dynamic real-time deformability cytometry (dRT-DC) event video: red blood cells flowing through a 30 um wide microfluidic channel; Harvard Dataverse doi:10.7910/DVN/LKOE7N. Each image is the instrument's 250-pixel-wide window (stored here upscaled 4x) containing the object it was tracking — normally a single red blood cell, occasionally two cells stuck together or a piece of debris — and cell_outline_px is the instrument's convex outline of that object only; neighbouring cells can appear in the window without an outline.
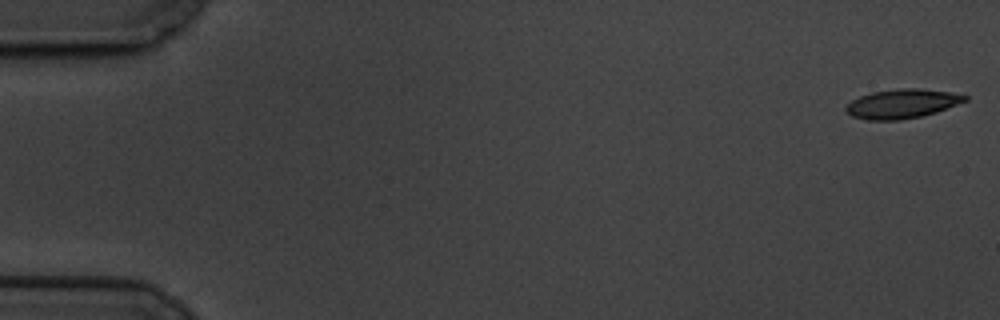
{"species": "common noctule bat (a hibernating species)", "species_latin": "Nyctalus noctula", "temperature_condition": "cold", "stored_images_in_passage": 59, "camera_frame_rate_fps": 3000, "um_per_image_px": 0.085, "animal": {"sex": "male", "body_mass_g": 19.5, "forearm_length_mm": 54.6}, "frame": {"image": 1, "passage_image": 1, "time_ms": 0.0, "image_size_px": [1000, 320], "cell_outline_px": [[968, 100], [936, 112], [920, 116], [900, 120], [864, 120], [852, 116], [844, 108], [852, 100], [860, 96], [872, 92], [900, 88], [920, 88], [948, 92], [968, 96]], "centroid_in_image_um": [76.66, 8.82], "position_along_channel_um": 8.3, "area_um2": 20.11}}
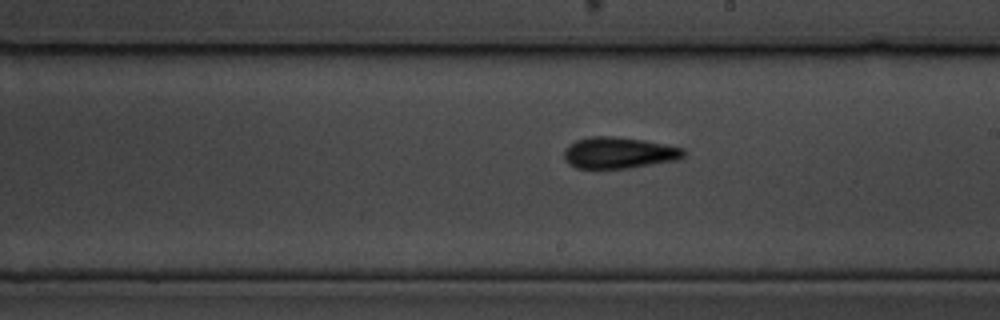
{"frame": {"image": 2, "passage_image": 34, "time_ms": 11.0, "image_size_px": [1000, 320], "cell_outline_px": [[684, 156], [676, 160], [628, 168], [576, 168], [568, 164], [564, 156], [564, 152], [576, 140], [592, 136], [612, 136], [644, 140], [668, 144], [684, 148]], "centroid_in_image_um": [52.63, 12.98], "position_along_channel_um": 236.4, "area_um2": 21.68}}
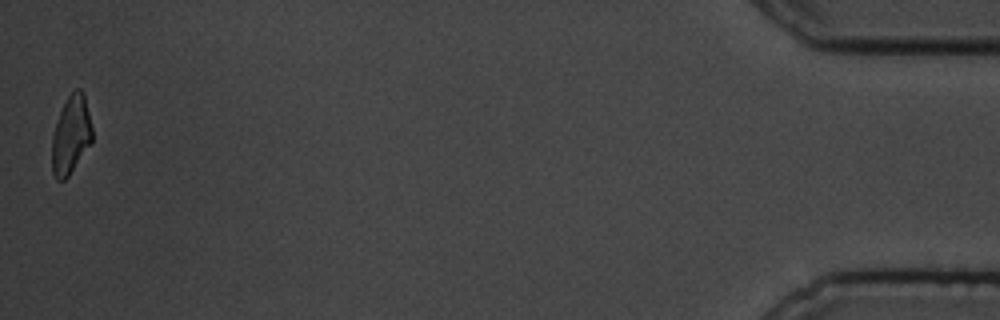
{"frame": {"image": 3, "passage_image": 59, "time_ms": 19.333, "image_size_px": [1000, 320], "cell_outline_px": [[92, 144], [68, 176], [64, 180], [56, 180], [52, 172], [52, 136], [60, 112], [68, 96], [76, 88], [80, 88], [84, 92], [92, 128]], "centroid_in_image_um": [6.05, 11.48], "position_along_channel_um": 429.2, "area_um2": 18.38}, "authors_computed_cell_mechanics": {"area_um2": 20.4612, "velocity_mm_per_s": 3.3839, "shape_relaxation_time_tau1_ms": 3.5807, "shape_relaxation_time_tau2_ms": 3.5913, "deformation_change_tau1": 0.1373, "deformation_change_tau2": 0.1202}}